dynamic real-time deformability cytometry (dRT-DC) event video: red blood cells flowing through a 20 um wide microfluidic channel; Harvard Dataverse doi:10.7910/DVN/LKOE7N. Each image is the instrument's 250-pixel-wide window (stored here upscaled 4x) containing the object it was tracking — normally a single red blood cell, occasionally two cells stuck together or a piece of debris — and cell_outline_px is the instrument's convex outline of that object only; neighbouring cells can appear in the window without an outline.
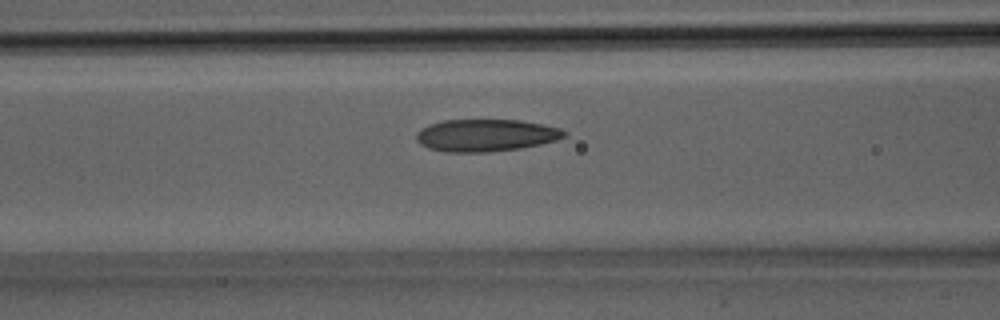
{"species": "Egyptian fruit bat (a non-hibernating species)", "species_latin": "Rousettus aegyptiacus", "temperature_condition": "room temperature", "stored_images_in_passage": 31, "camera_frame_rate_fps": 3000, "um_per_image_px": 0.085, "animal": {"sex": "male"}, "frame": {"image": 1, "passage_image": 13, "time_ms": 4.0, "image_size_px": [1000, 320], "cell_outline_px": [[568, 136], [556, 140], [540, 144], [520, 148], [488, 152], [444, 152], [428, 148], [420, 144], [416, 140], [416, 132], [428, 124], [444, 120], [520, 120], [544, 124], [560, 128], [568, 132]], "centroid_in_image_um": [41.3, 11.5], "position_along_channel_um": 125.3, "area_um2": 28.03}}
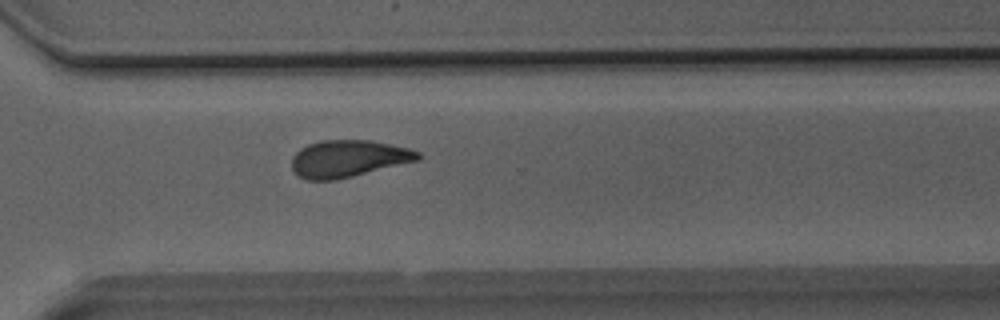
{"frame": {"image": 2, "passage_image": 23, "time_ms": 7.333, "image_size_px": [1000, 320], "cell_outline_px": [[420, 160], [336, 180], [308, 180], [300, 176], [292, 168], [292, 156], [300, 148], [308, 144], [320, 140], [368, 140], [408, 148], [420, 152]], "centroid_in_image_um": [29.6, 13.48], "position_along_channel_um": 341.0, "area_um2": 27.11}}
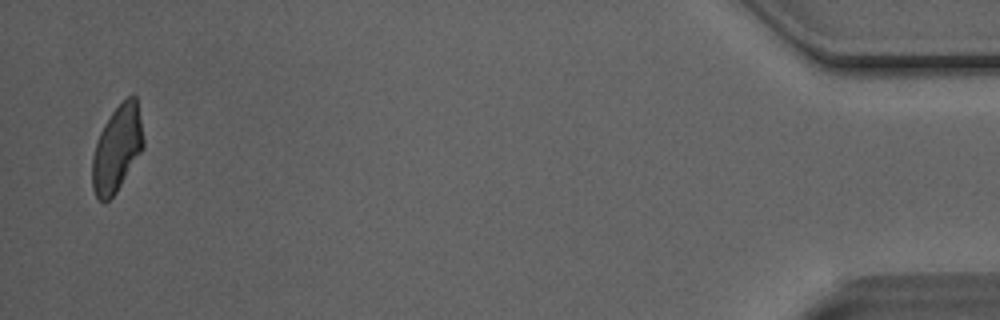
{"frame": {"image": 3, "passage_image": 31, "time_ms": 10.0, "image_size_px": [1000, 320], "cell_outline_px": [[144, 148], [116, 192], [108, 200], [100, 200], [96, 196], [92, 188], [92, 156], [100, 132], [104, 124], [112, 112], [132, 92], [136, 96], [144, 140]], "centroid_in_image_um": [9.95, 12.62], "position_along_channel_um": 425.2, "area_um2": 25.43}}